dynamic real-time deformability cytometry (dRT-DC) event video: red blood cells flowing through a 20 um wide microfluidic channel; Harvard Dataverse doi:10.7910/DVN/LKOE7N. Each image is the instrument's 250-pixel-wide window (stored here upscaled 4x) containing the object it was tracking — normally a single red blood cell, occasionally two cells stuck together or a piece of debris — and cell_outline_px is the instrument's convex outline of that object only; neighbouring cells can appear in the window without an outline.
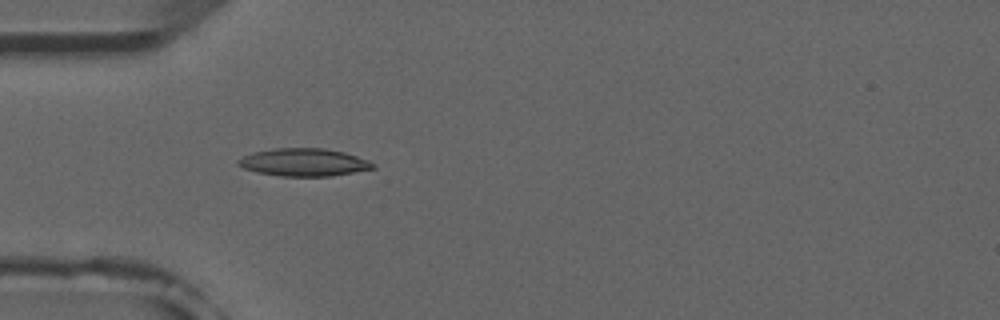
{"species": "common noctule bat (a hibernating species)", "species_latin": "Nyctalus noctula", "temperature_condition": "room temperature", "stored_images_in_passage": 4, "camera_frame_rate_fps": 3000, "um_per_image_px": 0.085, "animal": {"sex": "male", "forearm_length_mm": 52.5}, "frame": {"image": 1, "passage_image": 4, "time_ms": 4.333, "image_size_px": [1000, 320], "cell_outline_px": [[376, 168], [332, 176], [280, 176], [260, 172], [244, 168], [236, 164], [236, 160], [252, 152], [276, 148], [324, 148], [344, 152], [368, 160], [376, 164]], "centroid_in_image_um": [25.84, 13.79], "position_along_channel_um": 59.2, "area_um2": 21.73}}